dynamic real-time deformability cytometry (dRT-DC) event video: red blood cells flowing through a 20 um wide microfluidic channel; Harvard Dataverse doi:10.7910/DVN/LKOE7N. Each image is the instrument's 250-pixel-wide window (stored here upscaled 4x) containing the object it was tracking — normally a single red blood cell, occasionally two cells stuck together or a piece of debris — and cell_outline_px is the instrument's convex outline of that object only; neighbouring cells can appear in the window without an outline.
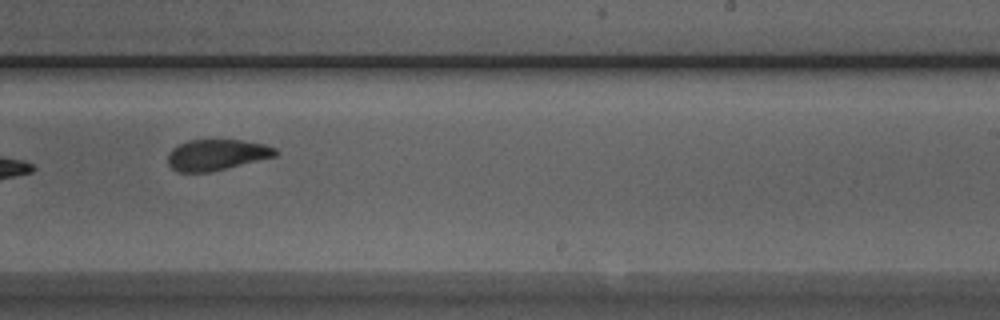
{"species": "Egyptian fruit bat (a non-hibernating species)", "species_latin": "Rousettus aegyptiacus", "temperature_condition": "room temperature", "stored_images_in_passage": 15, "camera_frame_rate_fps": 3000, "um_per_image_px": 0.085, "animal": {"sex": "male"}, "frame": {"image": 1, "passage_image": 9, "time_ms": 10.0, "image_size_px": [1000, 320], "cell_outline_px": [[276, 156], [208, 172], [176, 172], [168, 164], [168, 152], [172, 148], [188, 140], [240, 140], [264, 144], [276, 148]], "centroid_in_image_um": [18.37, 13.15], "position_along_channel_um": 270.6, "area_um2": 19.19}}
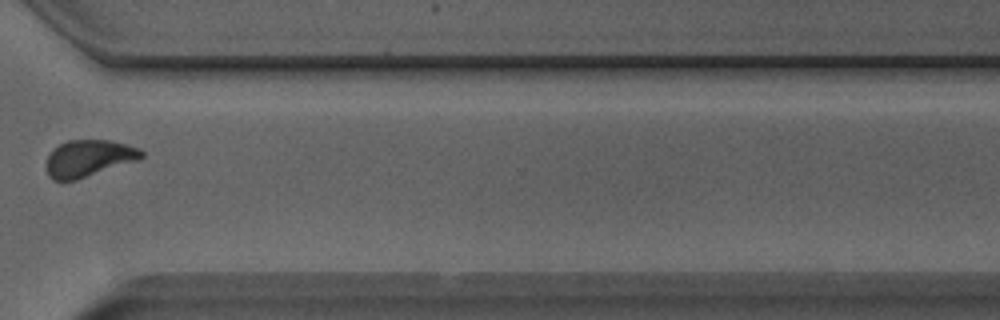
{"frame": {"image": 2, "passage_image": 11, "time_ms": 12.333, "image_size_px": [1000, 320], "cell_outline_px": [[144, 156], [140, 160], [76, 180], [52, 180], [48, 176], [48, 156], [60, 144], [68, 140], [108, 140], [140, 148], [144, 152]], "centroid_in_image_um": [7.6, 13.46], "position_along_channel_um": 363.0, "area_um2": 20.23}, "authors_computed_cell_mechanics": {"area_um2": 20.2878, "velocity_mm_per_s": 3.9532, "shape_relaxation_time_tau1_ms": 2.0094, "shape_relaxation_time_tau2_ms": null, "deformation_change_tau1": 0.077, "deformation_change_tau2": null}}